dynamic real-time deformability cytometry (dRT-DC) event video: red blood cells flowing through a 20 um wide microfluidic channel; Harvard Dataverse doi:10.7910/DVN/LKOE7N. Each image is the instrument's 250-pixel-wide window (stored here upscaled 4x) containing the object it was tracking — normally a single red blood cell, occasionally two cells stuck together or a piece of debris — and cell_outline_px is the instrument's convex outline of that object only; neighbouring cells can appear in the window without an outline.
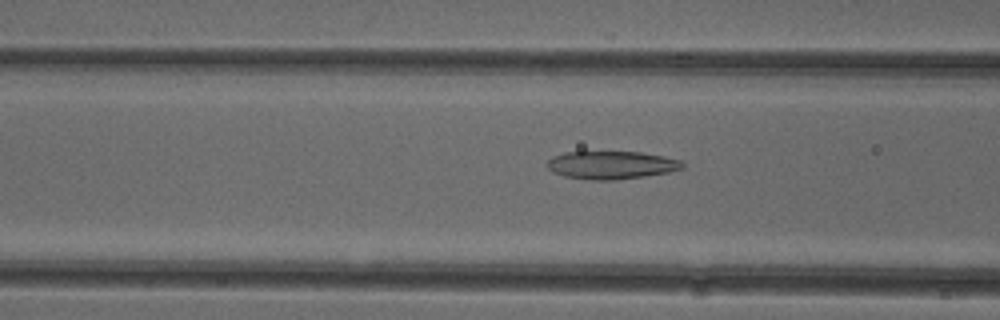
{"species": "common noctule bat (a hibernating species)", "species_latin": "Nyctalus noctula", "temperature_condition": "cold", "stored_images_in_passage": 52, "camera_frame_rate_fps": 3000, "um_per_image_px": 0.085, "animal": {"sex": "female"}, "frame": {"image": 1, "passage_image": 20, "time_ms": 6.333, "image_size_px": [1000, 320], "cell_outline_px": [[684, 168], [668, 172], [644, 176], [616, 180], [592, 180], [564, 176], [552, 172], [544, 164], [552, 156], [564, 152], [640, 152], [664, 156], [680, 160], [684, 164]], "centroid_in_image_um": [51.93, 14.03], "position_along_channel_um": 114.7, "area_um2": 22.14}}
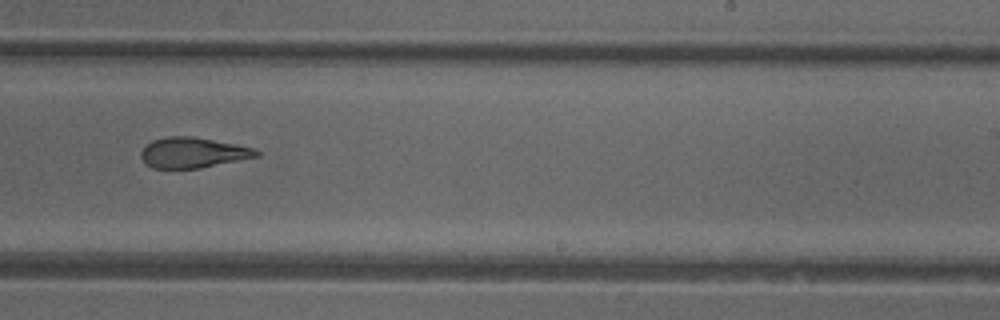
{"frame": {"image": 2, "passage_image": 32, "time_ms": 10.333, "image_size_px": [1000, 320], "cell_outline_px": [[260, 156], [200, 168], [152, 168], [140, 156], [140, 152], [152, 140], [168, 136], [192, 136], [236, 144], [256, 148], [260, 152]], "centroid_in_image_um": [16.44, 12.97], "position_along_channel_um": 272.6, "area_um2": 20.4}}
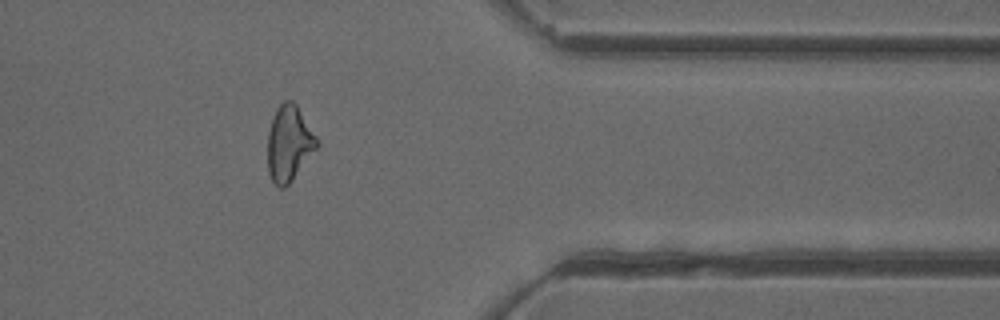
{"frame": {"image": 3, "passage_image": 42, "time_ms": 13.667, "image_size_px": [1000, 320], "cell_outline_px": [[320, 144], [292, 180], [284, 188], [280, 188], [272, 180], [268, 172], [268, 132], [272, 116], [276, 108], [284, 100], [292, 100], [296, 104], [316, 136]], "centroid_in_image_um": [24.56, 12.17], "position_along_channel_um": 386.8, "area_um2": 21.62}, "authors_computed_cell_mechanics": {"area_um2": 22.2241, "velocity_mm_per_s": 3.954, "shape_relaxation_time_tau1_ms": null, "shape_relaxation_time_tau2_ms": 3.1681, "deformation_change_tau1": null, "deformation_change_tau2": 0.127}}